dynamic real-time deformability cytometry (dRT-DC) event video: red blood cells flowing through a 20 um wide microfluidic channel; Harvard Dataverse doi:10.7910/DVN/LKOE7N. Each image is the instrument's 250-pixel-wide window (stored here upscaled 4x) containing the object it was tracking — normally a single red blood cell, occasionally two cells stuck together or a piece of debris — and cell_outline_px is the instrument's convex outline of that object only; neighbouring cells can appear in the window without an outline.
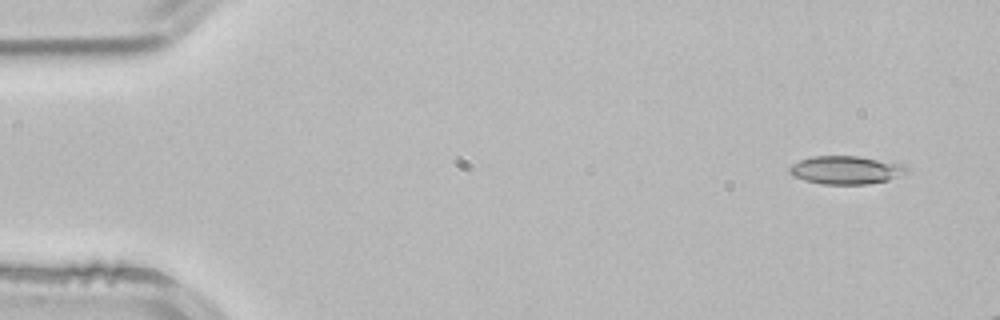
{"species": "common noctule bat (a hibernating species)", "species_latin": "Nyctalus noctula", "temperature_condition": "room temperature", "stored_images_in_passage": 3, "camera_frame_rate_fps": 3000, "um_per_image_px": 0.085, "animal": {"sex": "male", "body_mass_g": 21.5, "forearm_length_mm": 52.0}, "frame": {"image": 1, "passage_image": 1, "time_ms": 0.0, "image_size_px": [1000, 320], "cell_outline_px": [[908, 172], [888, 180], [868, 184], [820, 184], [804, 180], [788, 172], [788, 168], [792, 164], [800, 160], [812, 156], [860, 156], [900, 164]], "centroid_in_image_um": [71.85, 14.45], "position_along_channel_um": 13.2, "area_um2": 19.02}}